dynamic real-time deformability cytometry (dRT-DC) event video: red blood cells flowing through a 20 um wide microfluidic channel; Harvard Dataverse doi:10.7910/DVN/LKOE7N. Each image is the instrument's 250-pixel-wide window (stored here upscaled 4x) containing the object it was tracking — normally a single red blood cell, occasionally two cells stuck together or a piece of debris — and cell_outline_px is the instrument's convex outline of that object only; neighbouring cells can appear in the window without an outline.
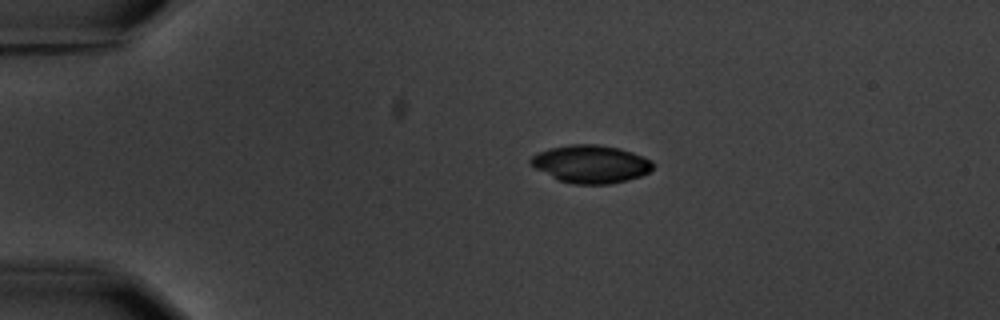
{"species": "common noctule bat (a hibernating species)", "species_latin": "Nyctalus noctula", "temperature_condition": "warm", "stored_images_in_passage": 5, "camera_frame_rate_fps": 3000, "um_per_image_px": 0.085, "animal": {"sex": "male", "body_mass_g": 20.1, "forearm_length_mm": 53.5}, "frame": {"image": 1, "passage_image": 3, "time_ms": 2.667, "image_size_px": [1000, 320], "cell_outline_px": [[656, 164], [648, 172], [640, 176], [628, 180], [608, 184], [572, 184], [556, 180], [528, 164], [528, 160], [532, 156], [548, 148], [572, 144], [596, 144], [620, 148], [632, 152], [652, 160]], "centroid_in_image_um": [50.2, 13.94], "position_along_channel_um": 34.8, "area_um2": 27.22}}
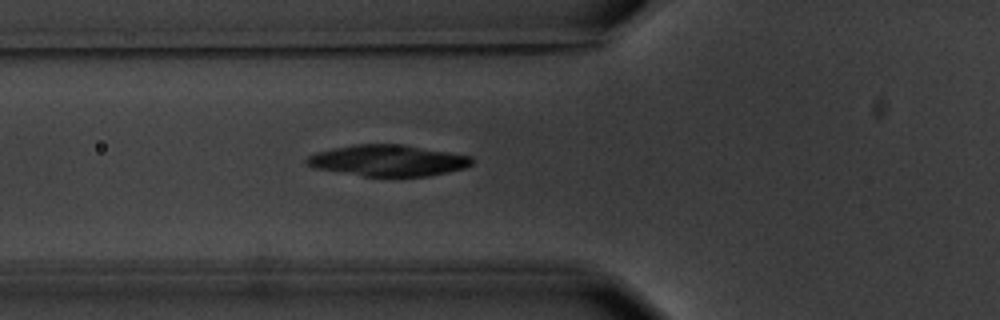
{"frame": {"image": 2, "passage_image": 5, "time_ms": 5.667, "image_size_px": [1000, 320], "cell_outline_px": [[476, 160], [472, 164], [464, 168], [428, 176], [364, 176], [312, 168], [304, 160], [308, 156], [316, 152], [332, 148], [356, 144], [400, 144], [472, 156]], "centroid_in_image_um": [32.96, 13.64], "position_along_channel_um": 92.8, "area_um2": 30.0}}